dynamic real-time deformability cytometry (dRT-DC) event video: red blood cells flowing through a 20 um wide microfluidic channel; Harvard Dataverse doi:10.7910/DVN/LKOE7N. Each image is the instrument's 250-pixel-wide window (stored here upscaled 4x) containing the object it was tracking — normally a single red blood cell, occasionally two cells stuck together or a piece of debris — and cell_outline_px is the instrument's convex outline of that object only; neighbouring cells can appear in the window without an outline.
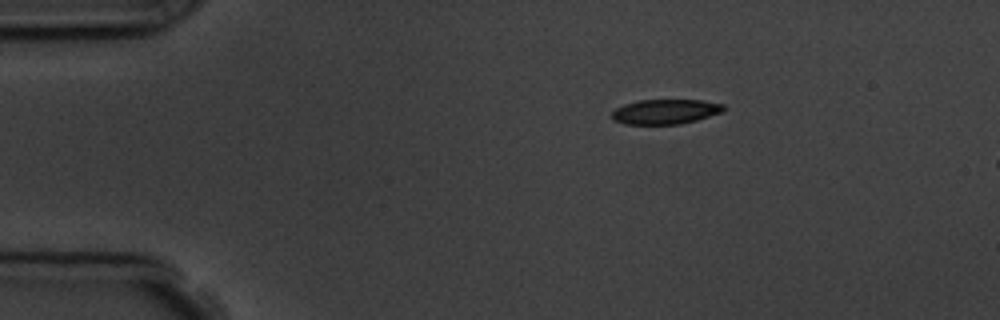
{"species": "common noctule bat (a hibernating species)", "species_latin": "Nyctalus noctula", "temperature_condition": "room temperature", "stored_images_in_passage": 7, "camera_frame_rate_fps": 3000, "um_per_image_px": 0.085, "animal": {"sex": "male", "body_mass_g": 19.5, "forearm_length_mm": 54.6}, "frame": {"image": 1, "passage_image": 1, "time_ms": 0.0, "image_size_px": [1000, 320], "cell_outline_px": [[728, 108], [720, 112], [696, 120], [680, 124], [624, 124], [612, 120], [612, 112], [616, 108], [624, 104], [640, 100], [700, 100], [724, 104]], "centroid_in_image_um": [56.54, 9.49], "position_along_channel_um": 28.5, "area_um2": 16.13}}
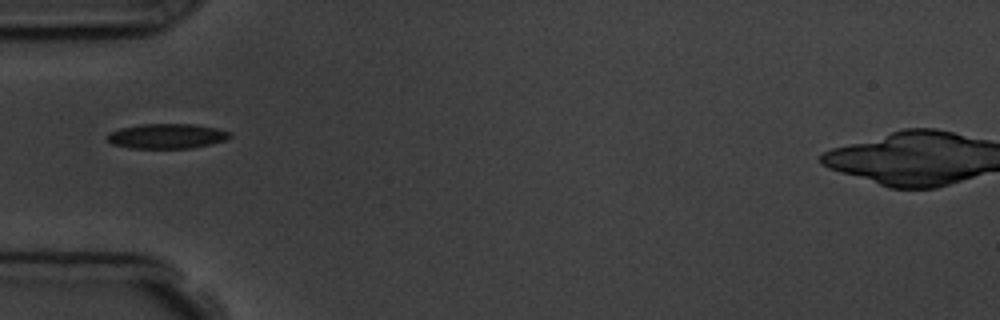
{"frame": {"image": 2, "passage_image": 3, "time_ms": 2.667, "image_size_px": [1000, 320], "cell_outline_px": [[232, 136], [224, 140], [212, 144], [192, 148], [128, 148], [112, 144], [108, 140], [108, 132], [120, 128], [140, 124], [192, 124], [216, 128], [232, 132]], "centroid_in_image_um": [14.18, 11.57], "position_along_channel_um": 70.8, "area_um2": 17.86}}